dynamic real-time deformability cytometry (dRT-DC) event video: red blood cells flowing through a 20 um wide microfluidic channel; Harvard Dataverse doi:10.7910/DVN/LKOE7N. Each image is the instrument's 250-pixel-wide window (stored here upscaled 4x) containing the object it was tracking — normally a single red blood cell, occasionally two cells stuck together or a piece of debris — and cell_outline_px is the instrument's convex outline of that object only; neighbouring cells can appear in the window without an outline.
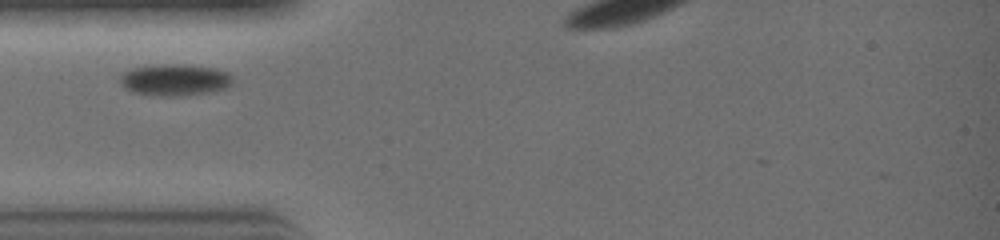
{"species": "common noctule bat (a hibernating species)", "species_latin": "Nyctalus noctula", "temperature_condition": "warm", "stored_images_in_passage": 3, "camera_frame_rate_fps": 3000, "um_per_image_px": 0.085, "animal": {"sex": "female", "body_mass_g": 19.0, "forearm_length_mm": 51.5}, "frame": {"image": 1, "passage_image": 1, "time_ms": 0.0, "image_size_px": [1000, 240], "cell_outline_px": [[232, 84], [228, 88], [212, 92], [184, 96], [160, 96], [132, 92], [124, 88], [120, 80], [120, 76], [124, 72], [132, 68], [152, 64], [192, 64], [216, 68], [228, 72], [232, 76]], "centroid_in_image_um": [14.9, 6.78], "position_along_channel_um": 70.1, "area_um2": 21.33}}